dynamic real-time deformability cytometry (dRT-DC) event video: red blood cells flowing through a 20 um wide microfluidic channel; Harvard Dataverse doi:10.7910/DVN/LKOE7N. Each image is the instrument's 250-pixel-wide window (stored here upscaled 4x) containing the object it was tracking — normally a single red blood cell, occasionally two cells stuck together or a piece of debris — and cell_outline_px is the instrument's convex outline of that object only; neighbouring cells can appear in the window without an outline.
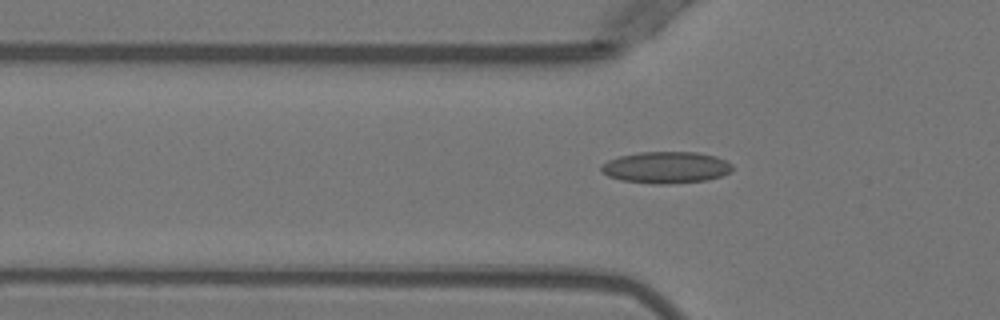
{"species": "Egyptian fruit bat (a non-hibernating species)", "species_latin": "Rousettus aegyptiacus", "temperature_condition": "warm", "stored_images_in_passage": 12, "camera_frame_rate_fps": 3000, "um_per_image_px": 0.085, "animal": {"sex": "female"}, "frame": {"image": 1, "passage_image": 10, "time_ms": 3.0, "image_size_px": [1000, 320], "cell_outline_px": [[732, 168], [728, 172], [720, 176], [708, 180], [668, 184], [652, 184], [620, 180], [608, 176], [600, 172], [600, 164], [608, 160], [620, 156], [640, 152], [696, 152], [716, 156], [732, 164]], "centroid_in_image_um": [56.56, 14.24], "position_along_channel_um": 69.2, "area_um2": 24.28}}